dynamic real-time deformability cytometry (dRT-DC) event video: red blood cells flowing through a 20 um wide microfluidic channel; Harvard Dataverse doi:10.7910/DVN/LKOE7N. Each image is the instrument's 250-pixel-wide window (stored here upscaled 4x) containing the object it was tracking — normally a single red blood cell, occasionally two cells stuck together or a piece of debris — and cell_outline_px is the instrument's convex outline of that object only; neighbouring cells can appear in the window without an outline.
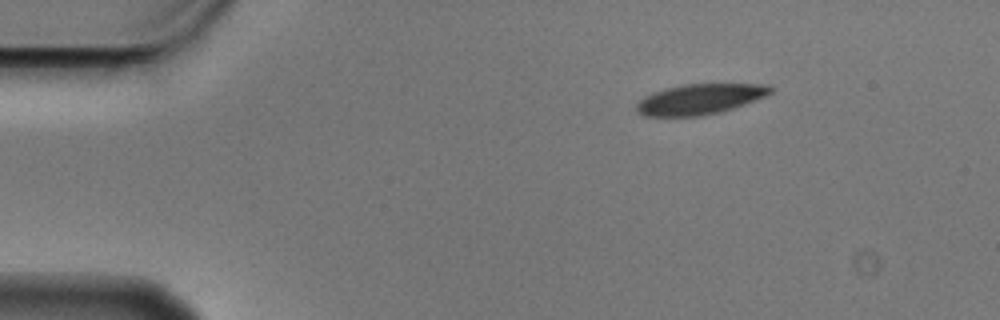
{"species": "Egyptian fruit bat (a non-hibernating species)", "species_latin": "Rousettus aegyptiacus", "temperature_condition": "cold", "stored_images_in_passage": 4, "camera_frame_rate_fps": 3000, "um_per_image_px": 0.085, "animal": {"sex": "male"}, "frame": {"image": 1, "passage_image": 1, "time_ms": 0.0, "image_size_px": [1000, 320], "cell_outline_px": [[776, 88], [772, 92], [764, 96], [744, 104], [732, 108], [700, 116], [644, 116], [636, 112], [636, 104], [644, 96], [652, 92], [664, 88], [680, 84], [772, 84]], "centroid_in_image_um": [59.47, 8.41], "position_along_channel_um": 25.5, "area_um2": 23.81}}
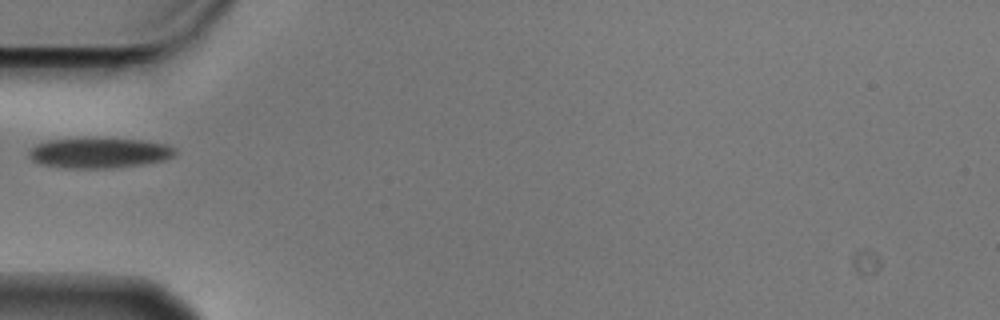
{"frame": {"image": 2, "passage_image": 3, "time_ms": 0.667, "image_size_px": [1000, 320], "cell_outline_px": [[176, 152], [172, 156], [164, 160], [144, 164], [112, 168], [64, 168], [40, 164], [32, 160], [28, 156], [28, 152], [36, 144], [48, 140], [76, 136], [92, 136], [144, 140], [164, 144], [176, 148]], "centroid_in_image_um": [8.38, 12.95], "position_along_channel_um": 76.6, "area_um2": 26.82}}